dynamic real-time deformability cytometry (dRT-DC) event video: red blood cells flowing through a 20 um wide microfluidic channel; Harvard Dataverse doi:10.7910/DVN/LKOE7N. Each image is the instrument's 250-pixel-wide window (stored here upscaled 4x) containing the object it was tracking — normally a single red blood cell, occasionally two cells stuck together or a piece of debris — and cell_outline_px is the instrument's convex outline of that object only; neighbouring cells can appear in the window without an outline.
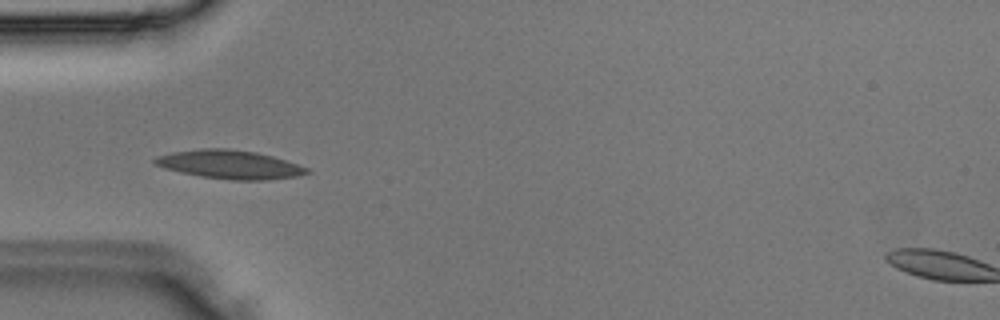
{"species": "Egyptian fruit bat (a non-hibernating species)", "species_latin": "Rousettus aegyptiacus", "temperature_condition": "room temperature", "stored_images_in_passage": 6, "camera_frame_rate_fps": 3000, "um_per_image_px": 0.085, "animal": {"sex": "male"}, "frame": {"image": 1, "passage_image": 4, "time_ms": 1.0, "image_size_px": [1000, 320], "cell_outline_px": [[312, 172], [296, 176], [264, 180], [232, 180], [200, 176], [180, 172], [164, 168], [156, 164], [152, 160], [156, 156], [172, 152], [200, 148], [228, 148], [256, 152], [272, 156], [308, 168]], "centroid_in_image_um": [19.49, 13.97], "position_along_channel_um": 65.5, "area_um2": 25.26}}